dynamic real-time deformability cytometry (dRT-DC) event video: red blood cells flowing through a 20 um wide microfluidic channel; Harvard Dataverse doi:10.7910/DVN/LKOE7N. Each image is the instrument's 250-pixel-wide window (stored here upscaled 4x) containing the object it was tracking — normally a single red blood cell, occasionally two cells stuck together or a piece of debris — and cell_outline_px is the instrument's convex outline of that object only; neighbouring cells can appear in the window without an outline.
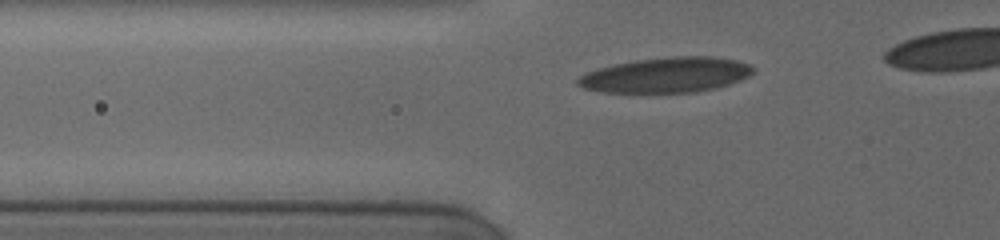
{"species": "human", "species_latin": "Homo sapiens", "temperature_condition": "cold", "stored_images_in_passage": 24, "camera_frame_rate_fps": 3000, "um_per_image_px": 0.085, "donor": {"sex": "female"}, "frame": {"image": 1, "passage_image": 5, "time_ms": 1.667, "image_size_px": [1000, 240], "cell_outline_px": [[752, 72], [748, 76], [740, 80], [716, 88], [696, 92], [600, 92], [584, 88], [576, 84], [576, 80], [584, 72], [596, 68], [612, 64], [636, 60], [668, 56], [716, 56], [736, 60], [748, 64], [752, 68]], "centroid_in_image_um": [56.57, 6.36], "position_along_channel_um": 69.2, "area_um2": 36.07}}
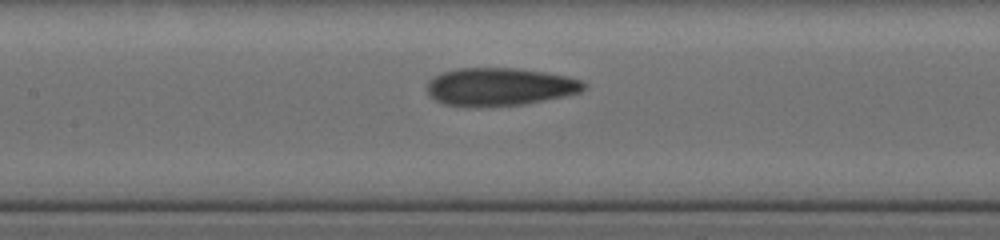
{"frame": {"image": 2, "passage_image": 12, "time_ms": 4.333, "image_size_px": [1000, 240], "cell_outline_px": [[588, 84], [580, 92], [564, 96], [524, 104], [444, 104], [428, 96], [428, 80], [432, 76], [440, 72], [456, 68], [516, 68], [544, 72], [568, 76], [580, 80]], "centroid_in_image_um": [42.48, 7.33], "position_along_channel_um": 164.9, "area_um2": 33.93}}
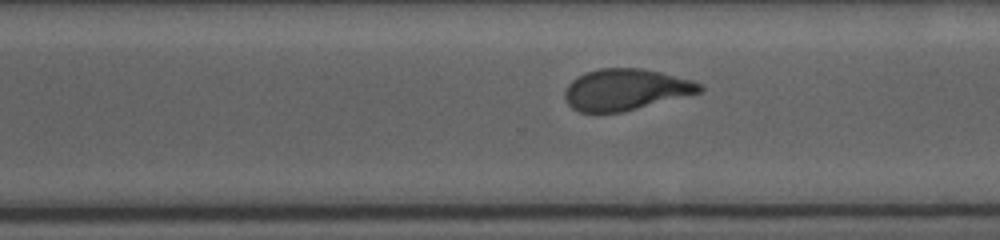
{"frame": {"image": 3, "passage_image": 22, "time_ms": 8.333, "image_size_px": [1000, 240], "cell_outline_px": [[704, 88], [700, 92], [620, 112], [580, 112], [572, 108], [568, 104], [564, 96], [564, 92], [568, 84], [576, 76], [584, 72], [600, 68], [640, 68], [660, 72], [692, 80], [704, 84]], "centroid_in_image_um": [53.14, 7.6], "position_along_channel_um": 317.5, "area_um2": 32.25}}